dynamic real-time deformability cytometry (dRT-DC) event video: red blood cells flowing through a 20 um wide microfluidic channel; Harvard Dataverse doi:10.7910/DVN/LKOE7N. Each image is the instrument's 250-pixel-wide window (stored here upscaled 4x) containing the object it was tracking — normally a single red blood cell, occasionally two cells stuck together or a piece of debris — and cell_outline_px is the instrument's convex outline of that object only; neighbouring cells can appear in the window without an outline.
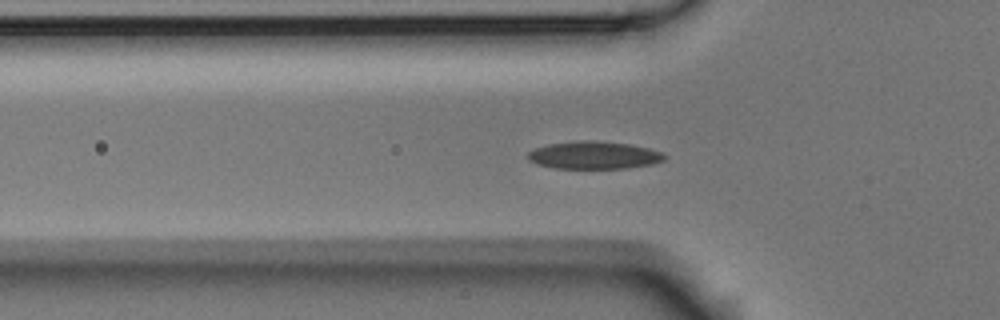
{"species": "Egyptian fruit bat (a non-hibernating species)", "species_latin": "Rousettus aegyptiacus", "temperature_condition": "room temperature", "stored_images_in_passage": 54, "camera_frame_rate_fps": 3000, "um_per_image_px": 0.085, "animal": {"sex": "male"}, "frame": {"image": 1, "passage_image": 17, "time_ms": 5.333, "image_size_px": [1000, 320], "cell_outline_px": [[668, 156], [664, 160], [652, 164], [628, 168], [556, 168], [536, 164], [528, 160], [528, 152], [536, 148], [548, 144], [576, 140], [596, 140], [628, 144], [648, 148], [664, 152]], "centroid_in_image_um": [50.51, 13.18], "position_along_channel_um": 75.3, "area_um2": 22.14}}
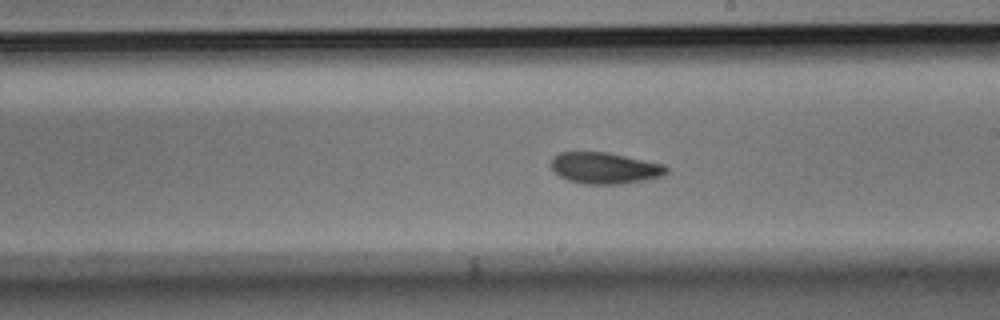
{"frame": {"image": 2, "passage_image": 30, "time_ms": 9.667, "image_size_px": [1000, 320], "cell_outline_px": [[668, 172], [660, 176], [644, 180], [624, 184], [584, 184], [568, 180], [560, 176], [548, 164], [552, 156], [560, 152], [608, 152], [664, 164], [668, 168]], "centroid_in_image_um": [51.37, 14.28], "position_along_channel_um": 237.6, "area_um2": 21.21}}
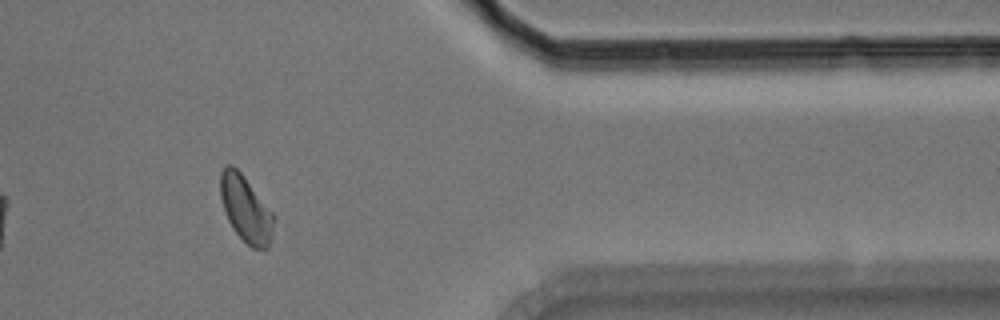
{"frame": {"image": 3, "passage_image": 44, "time_ms": 14.333, "image_size_px": [1000, 320], "cell_outline_px": [[276, 216], [268, 248], [252, 248], [232, 228], [224, 212], [220, 196], [220, 172], [224, 164], [232, 164], [240, 172]], "centroid_in_image_um": [20.87, 17.73], "position_along_channel_um": 390.5, "area_um2": 20.58}}